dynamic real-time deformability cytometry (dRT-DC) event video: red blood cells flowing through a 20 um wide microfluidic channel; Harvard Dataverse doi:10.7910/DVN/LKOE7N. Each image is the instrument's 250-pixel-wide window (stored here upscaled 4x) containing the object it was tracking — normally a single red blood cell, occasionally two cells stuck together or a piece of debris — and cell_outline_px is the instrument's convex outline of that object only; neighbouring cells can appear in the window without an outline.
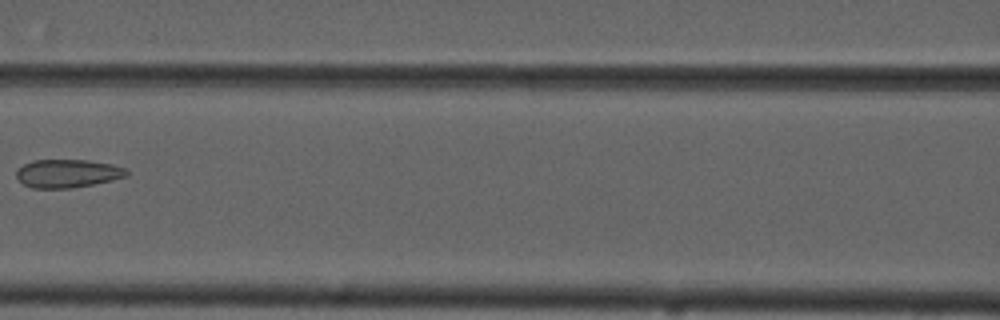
{"species": "common noctule bat (a hibernating species)", "species_latin": "Nyctalus noctula", "temperature_condition": "cold", "stored_images_in_passage": 8, "camera_frame_rate_fps": 3000, "um_per_image_px": 0.085, "animal": {"sex": "male", "forearm_length_mm": 52.5}, "frame": {"image": 1, "passage_image": 7, "time_ms": 8.0, "image_size_px": [1000, 320], "cell_outline_px": [[128, 176], [112, 180], [72, 188], [32, 188], [24, 184], [16, 176], [16, 172], [24, 164], [32, 160], [88, 160], [112, 164], [124, 168], [128, 172]], "centroid_in_image_um": [5.75, 14.74], "position_along_channel_um": 160.9, "area_um2": 18.03}}
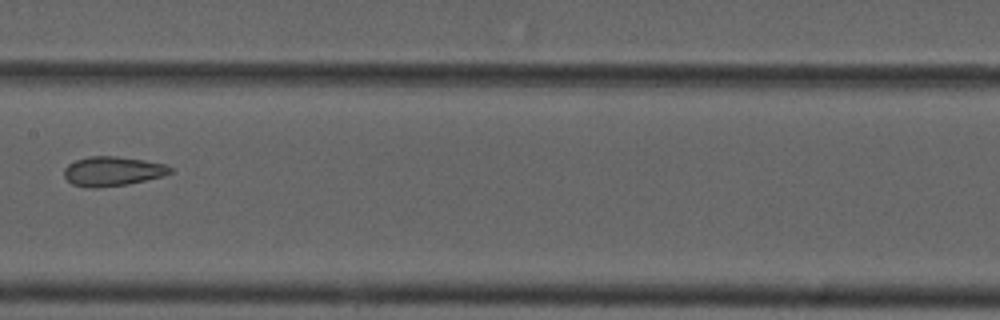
{"frame": {"image": 2, "passage_image": 8, "time_ms": 9.0, "image_size_px": [1000, 320], "cell_outline_px": [[172, 172], [164, 176], [128, 184], [96, 188], [88, 188], [72, 184], [64, 176], [64, 168], [68, 164], [76, 160], [88, 156], [116, 156], [144, 160], [164, 164], [172, 168]], "centroid_in_image_um": [9.55, 14.56], "position_along_channel_um": 197.8, "area_um2": 18.26}}